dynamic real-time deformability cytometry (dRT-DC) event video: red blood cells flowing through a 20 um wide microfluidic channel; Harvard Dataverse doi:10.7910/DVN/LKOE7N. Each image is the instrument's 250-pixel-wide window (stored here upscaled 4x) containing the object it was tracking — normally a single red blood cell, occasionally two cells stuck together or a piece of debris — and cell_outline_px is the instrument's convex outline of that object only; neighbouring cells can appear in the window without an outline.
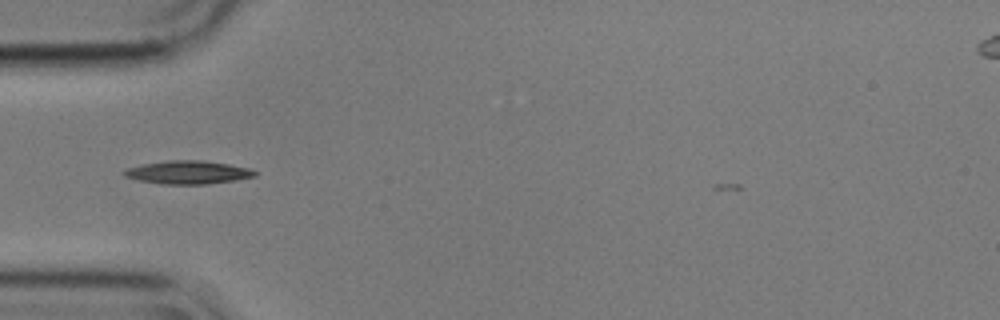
{"species": "common noctule bat (a hibernating species)", "species_latin": "Nyctalus noctula", "temperature_condition": "cold", "stored_images_in_passage": 39, "camera_frame_rate_fps": 3000, "um_per_image_px": 0.085, "animal": {"sex": "male", "body_mass_g": 17.9}, "frame": {"image": 1, "passage_image": 1, "time_ms": 0.0, "image_size_px": [1000, 320], "cell_outline_px": [[256, 176], [232, 180], [204, 184], [160, 184], [140, 180], [124, 176], [120, 172], [128, 168], [144, 164], [168, 160], [200, 160], [228, 164], [252, 168], [256, 172]], "centroid_in_image_um": [15.96, 14.64], "position_along_channel_um": 69.0, "area_um2": 17.51}}
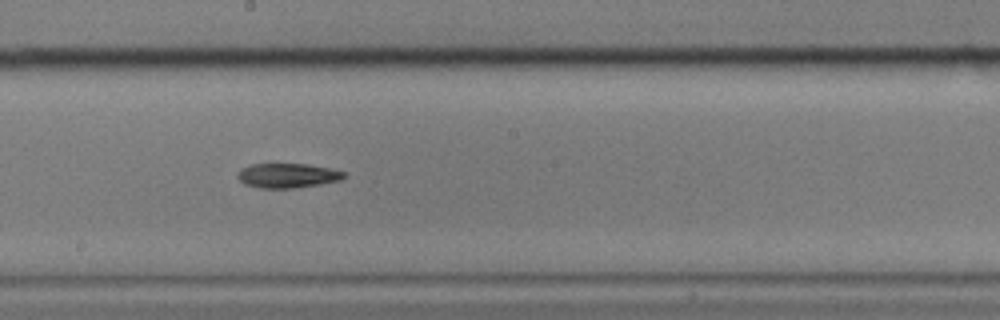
{"frame": {"image": 2, "passage_image": 14, "time_ms": 4.333, "image_size_px": [1000, 320], "cell_outline_px": [[348, 176], [340, 180], [320, 184], [296, 188], [260, 188], [244, 184], [236, 176], [240, 168], [252, 164], [308, 164], [348, 172]], "centroid_in_image_um": [24.46, 14.92], "position_along_channel_um": 223.7, "area_um2": 15.37}}
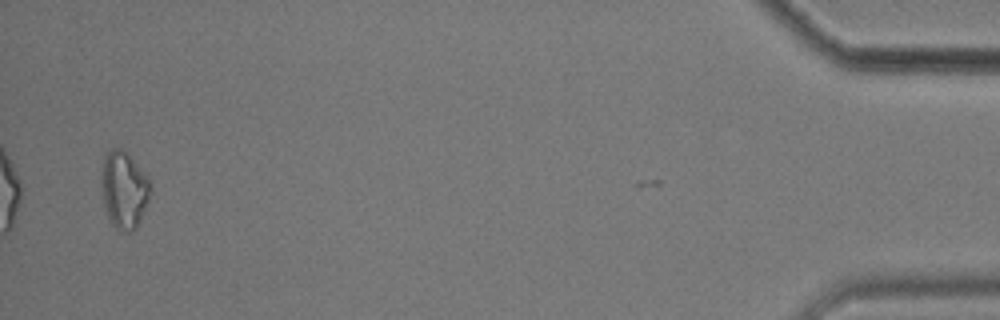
{"frame": {"image": 3, "passage_image": 38, "time_ms": 12.333, "image_size_px": [1000, 320], "cell_outline_px": [[152, 192], [140, 220], [136, 228], [132, 232], [120, 232], [112, 224], [104, 208], [100, 188], [100, 180], [104, 156], [112, 148], [120, 148], [128, 152], [148, 176], [152, 184]], "centroid_in_image_um": [10.54, 16.12], "position_along_channel_um": 424.7, "area_um2": 22.72}}